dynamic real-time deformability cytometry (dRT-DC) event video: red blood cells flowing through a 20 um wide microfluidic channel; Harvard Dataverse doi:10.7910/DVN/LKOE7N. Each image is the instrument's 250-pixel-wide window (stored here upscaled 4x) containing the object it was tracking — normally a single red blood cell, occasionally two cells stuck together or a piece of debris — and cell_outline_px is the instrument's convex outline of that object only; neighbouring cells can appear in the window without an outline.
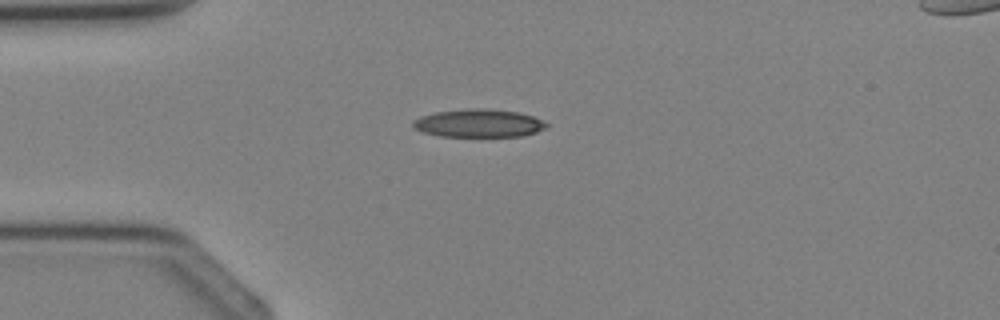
{"species": "Egyptian fruit bat (a non-hibernating species)", "species_latin": "Rousettus aegyptiacus", "temperature_condition": "cold", "stored_images_in_passage": 1, "camera_frame_rate_fps": 3000, "um_per_image_px": 0.085, "animal": {"sex": "female"}, "frame": {"image": 1, "passage_image": 1, "time_ms": 0.0, "image_size_px": [1000, 320], "cell_outline_px": [[548, 128], [524, 136], [440, 136], [424, 132], [412, 128], [412, 120], [420, 116], [436, 112], [468, 108], [484, 108], [520, 112], [544, 120], [548, 124]], "centroid_in_image_um": [40.71, 10.47], "position_along_channel_um": 44.3, "area_um2": 22.02}}